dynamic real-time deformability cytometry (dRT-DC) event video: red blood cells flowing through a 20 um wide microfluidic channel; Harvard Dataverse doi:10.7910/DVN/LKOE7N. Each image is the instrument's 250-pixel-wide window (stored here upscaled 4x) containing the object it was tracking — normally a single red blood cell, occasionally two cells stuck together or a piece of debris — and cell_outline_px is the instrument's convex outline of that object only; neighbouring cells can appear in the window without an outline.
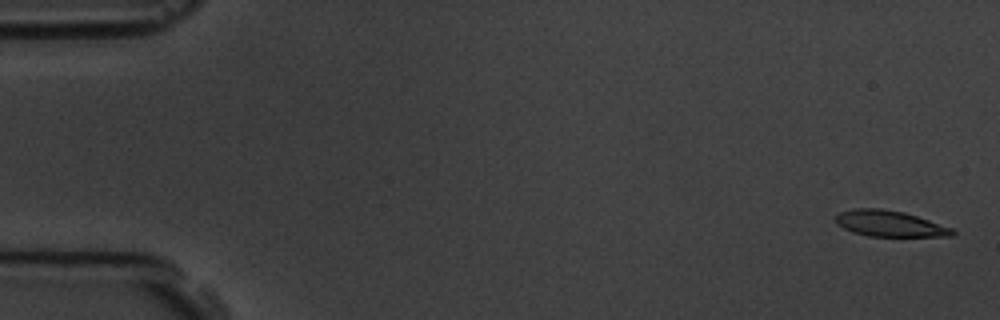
{"species": "common noctule bat (a hibernating species)", "species_latin": "Nyctalus noctula", "temperature_condition": "room temperature", "stored_images_in_passage": 5, "camera_frame_rate_fps": 3000, "um_per_image_px": 0.085, "animal": {"sex": "male", "body_mass_g": 19.5, "forearm_length_mm": 54.6}, "frame": {"image": 1, "passage_image": 1, "time_ms": 0.0, "image_size_px": [1000, 320], "cell_outline_px": [[956, 232], [952, 236], [868, 236], [852, 232], [836, 224], [836, 216], [840, 212], [852, 208], [880, 208], [904, 212], [952, 228]], "centroid_in_image_um": [75.59, 19.0], "position_along_channel_um": 9.4, "area_um2": 17.57}}
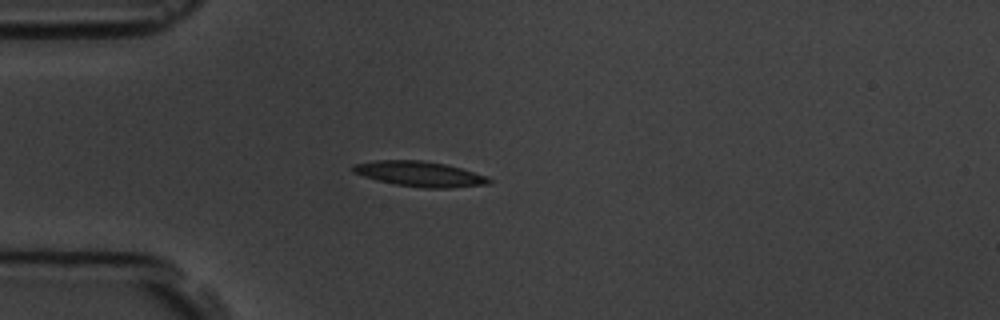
{"frame": {"image": 2, "passage_image": 5, "time_ms": 4.667, "image_size_px": [1000, 320], "cell_outline_px": [[492, 180], [488, 184], [452, 188], [424, 188], [396, 184], [376, 180], [352, 172], [352, 164], [376, 160], [420, 160], [444, 164], [460, 168], [488, 176]], "centroid_in_image_um": [35.67, 14.78], "position_along_channel_um": 49.3, "area_um2": 19.94}}